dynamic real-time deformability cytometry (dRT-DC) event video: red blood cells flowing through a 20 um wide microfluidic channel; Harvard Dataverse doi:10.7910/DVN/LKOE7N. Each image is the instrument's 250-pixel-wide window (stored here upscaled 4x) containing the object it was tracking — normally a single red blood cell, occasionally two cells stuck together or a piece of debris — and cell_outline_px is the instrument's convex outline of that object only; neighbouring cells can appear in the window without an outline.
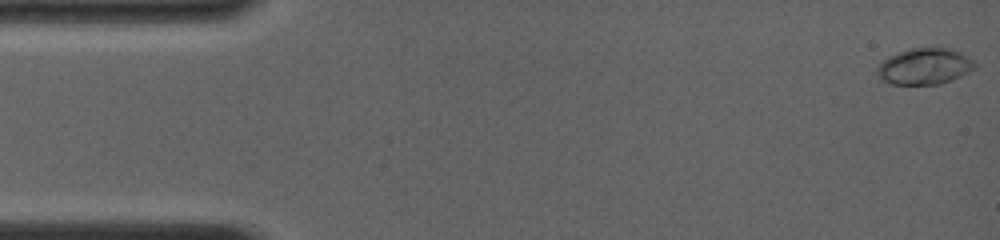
{"species": "common noctule bat (a hibernating species)", "species_latin": "Nyctalus noctula", "temperature_condition": "room temperature", "stored_images_in_passage": 23, "camera_frame_rate_fps": 4000, "um_per_image_px": 0.085, "animal": {"sex": "female", "body_mass_g": 19.0, "forearm_length_mm": 56.7}, "frame": {"image": 1, "passage_image": 1, "time_ms": 0.0, "image_size_px": [1000, 240], "cell_outline_px": [[972, 68], [960, 76], [940, 84], [892, 84], [884, 80], [880, 76], [876, 68], [888, 56], [912, 48], [944, 48], [956, 52], [964, 56], [972, 64]], "centroid_in_image_um": [78.49, 5.65], "position_along_channel_um": 6.5, "area_um2": 19.59}}
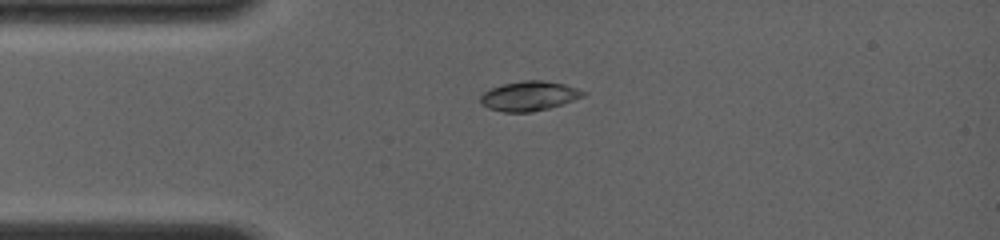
{"frame": {"image": 2, "passage_image": 17, "time_ms": 3.5, "image_size_px": [1000, 240], "cell_outline_px": [[588, 92], [584, 96], [548, 108], [532, 112], [504, 112], [488, 108], [480, 100], [480, 96], [484, 92], [492, 88], [504, 84], [524, 80], [544, 80], [564, 84]], "centroid_in_image_um": [44.99, 8.15], "position_along_channel_um": 40.0, "area_um2": 17.46}}